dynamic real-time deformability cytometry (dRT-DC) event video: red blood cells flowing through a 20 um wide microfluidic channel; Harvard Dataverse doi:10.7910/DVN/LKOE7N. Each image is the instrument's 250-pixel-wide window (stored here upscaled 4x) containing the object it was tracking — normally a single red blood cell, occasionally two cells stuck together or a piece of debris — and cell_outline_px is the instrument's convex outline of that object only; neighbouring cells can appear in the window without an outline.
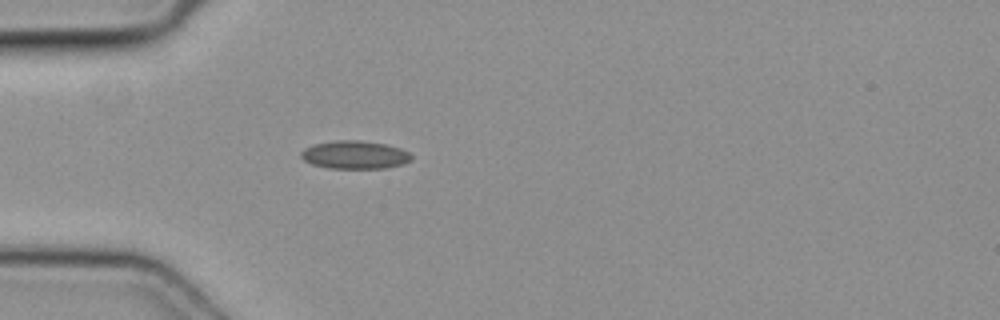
{"species": "common noctule bat (a hibernating species)", "species_latin": "Nyctalus noctula", "temperature_condition": "cold", "stored_images_in_passage": 36, "camera_frame_rate_fps": 3000, "um_per_image_px": 0.085, "animal": {"sex": "female", "body_mass_g": 19.3, "forearm_length_mm": 54.1}, "frame": {"image": 1, "passage_image": 4, "time_ms": 1.0, "image_size_px": [1000, 320], "cell_outline_px": [[412, 160], [404, 164], [384, 168], [328, 168], [312, 164], [304, 160], [300, 156], [300, 152], [304, 148], [312, 144], [336, 140], [360, 140], [388, 144], [400, 148], [408, 152], [412, 156]], "centroid_in_image_um": [30.15, 13.15], "position_along_channel_um": 54.8, "area_um2": 18.26}}
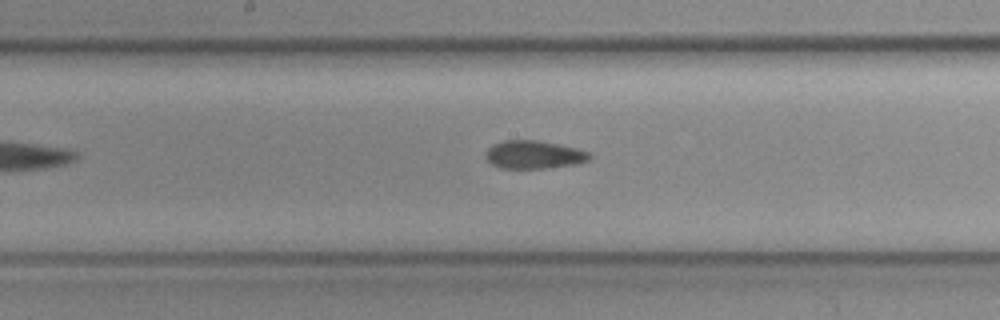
{"frame": {"image": 2, "passage_image": 15, "time_ms": 4.667, "image_size_px": [1000, 320], "cell_outline_px": [[592, 156], [588, 160], [576, 164], [544, 168], [500, 168], [492, 164], [484, 156], [484, 152], [492, 144], [504, 140], [536, 140], [576, 148], [588, 152]], "centroid_in_image_um": [45.33, 13.14], "position_along_channel_um": 202.9, "area_um2": 16.94}}
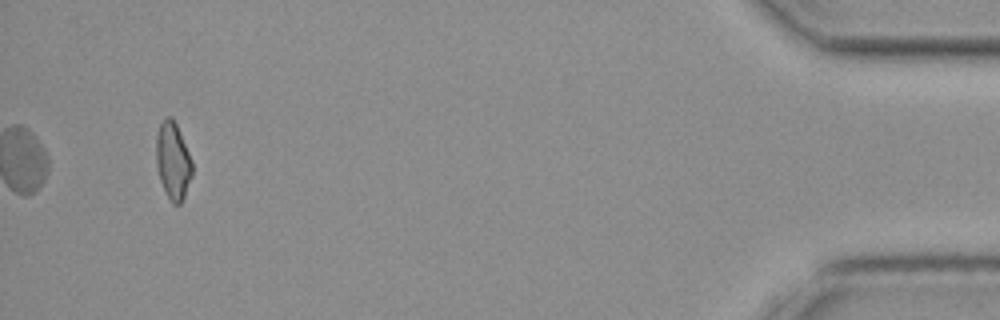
{"frame": {"image": 3, "passage_image": 36, "time_ms": 11.667, "image_size_px": [1000, 320], "cell_outline_px": [[192, 176], [184, 196], [180, 204], [172, 204], [160, 180], [156, 164], [156, 136], [160, 124], [168, 116], [172, 116], [176, 124], [192, 160]], "centroid_in_image_um": [14.7, 13.67], "position_along_channel_um": 420.5, "area_um2": 16.01}}